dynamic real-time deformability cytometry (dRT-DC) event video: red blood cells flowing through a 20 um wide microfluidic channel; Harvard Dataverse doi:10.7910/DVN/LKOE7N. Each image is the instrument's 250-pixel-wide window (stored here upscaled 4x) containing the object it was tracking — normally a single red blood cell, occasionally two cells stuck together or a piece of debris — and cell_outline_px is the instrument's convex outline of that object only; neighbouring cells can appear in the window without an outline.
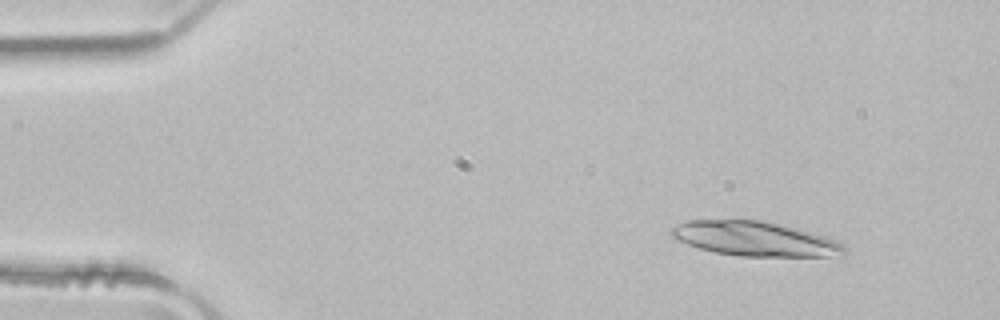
{"species": "common noctule bat (a hibernating species)", "species_latin": "Nyctalus noctula", "temperature_condition": "room temperature", "stored_images_in_passage": 4, "camera_frame_rate_fps": 3000, "um_per_image_px": 0.085, "animal": {"sex": "male", "body_mass_g": 21.5, "forearm_length_mm": 52.0}, "frame": {"image": 1, "passage_image": 1, "time_ms": 0.0, "image_size_px": [1000, 320], "cell_outline_px": [[848, 252], [828, 256], [740, 256], [716, 252], [700, 248], [676, 240], [668, 232], [676, 224], [688, 220], [732, 216], [764, 220], [796, 228], [824, 236], [836, 240], [844, 244], [848, 248]], "centroid_in_image_um": [64.08, 20.24], "position_along_channel_um": 20.9, "area_um2": 35.78}}
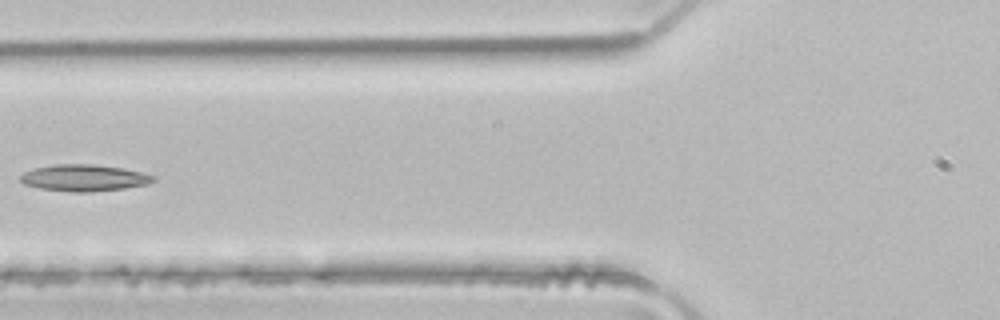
{"frame": {"image": 2, "passage_image": 4, "time_ms": 1.0, "image_size_px": [1000, 320], "cell_outline_px": [[156, 180], [148, 184], [124, 188], [92, 192], [72, 192], [40, 188], [24, 184], [20, 180], [20, 176], [24, 172], [32, 168], [56, 164], [92, 164], [124, 168], [156, 176]], "centroid_in_image_um": [7.15, 15.11], "position_along_channel_um": 118.7, "area_um2": 20.69}}